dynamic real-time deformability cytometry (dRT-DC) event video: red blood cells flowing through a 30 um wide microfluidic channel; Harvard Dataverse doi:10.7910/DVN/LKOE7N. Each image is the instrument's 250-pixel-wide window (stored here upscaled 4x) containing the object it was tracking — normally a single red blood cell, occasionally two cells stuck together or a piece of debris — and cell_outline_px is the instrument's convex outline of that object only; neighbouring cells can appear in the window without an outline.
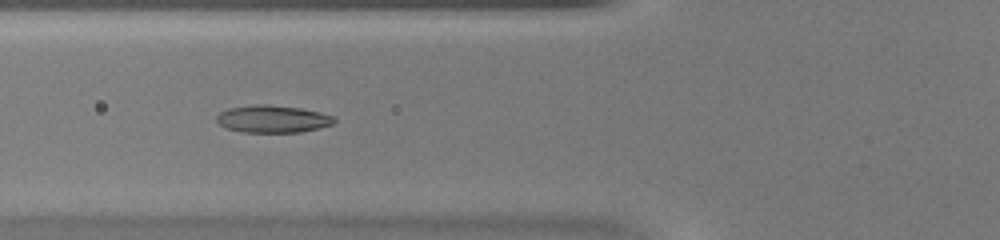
{"species": "common noctule bat (a hibernating species)", "species_latin": "Nyctalus noctula", "temperature_condition": "warm", "stored_images_in_passage": 46, "camera_frame_rate_fps": 3000, "um_per_image_px": 0.085, "animal": {"sex": "female", "body_mass_g": 20.0, "forearm_length_mm": 54.0}, "frame": {"image": 1, "passage_image": 18, "time_ms": 5.667, "image_size_px": [1000, 240], "cell_outline_px": [[336, 120], [332, 124], [320, 128], [300, 132], [240, 132], [228, 128], [220, 124], [216, 120], [216, 116], [220, 112], [228, 108], [256, 104], [268, 104], [300, 108], [320, 112], [332, 116]], "centroid_in_image_um": [23.17, 10.11], "position_along_channel_um": 102.6, "area_um2": 18.73}}
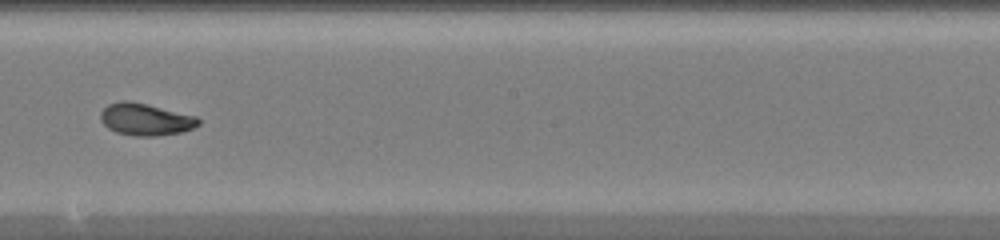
{"frame": {"image": 2, "passage_image": 27, "time_ms": 8.667, "image_size_px": [1000, 240], "cell_outline_px": [[200, 124], [192, 128], [180, 132], [156, 136], [136, 136], [116, 132], [108, 128], [100, 120], [100, 112], [108, 104], [120, 100], [128, 100], [148, 104], [196, 116], [200, 120]], "centroid_in_image_um": [12.35, 10.13], "position_along_channel_um": 235.9, "area_um2": 18.32}}
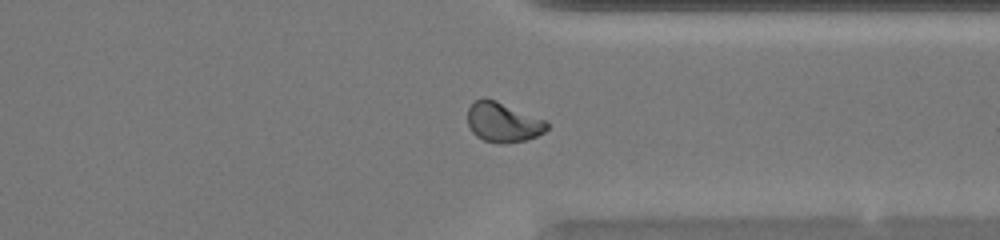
{"frame": {"image": 3, "passage_image": 36, "time_ms": 11.667, "image_size_px": [1000, 240], "cell_outline_px": [[548, 128], [544, 132], [536, 136], [524, 140], [500, 144], [484, 140], [476, 136], [472, 132], [468, 124], [468, 108], [476, 100], [484, 96], [496, 100], [548, 120]], "centroid_in_image_um": [42.77, 10.37], "position_along_channel_um": 368.6, "area_um2": 18.55}}